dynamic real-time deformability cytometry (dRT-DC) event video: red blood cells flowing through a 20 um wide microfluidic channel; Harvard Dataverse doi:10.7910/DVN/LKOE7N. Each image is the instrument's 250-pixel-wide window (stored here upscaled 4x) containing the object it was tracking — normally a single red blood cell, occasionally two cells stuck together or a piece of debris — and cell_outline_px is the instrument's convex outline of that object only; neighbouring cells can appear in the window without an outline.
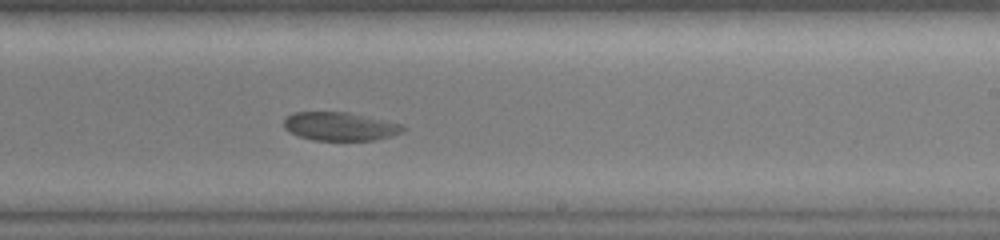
{"species": "common noctule bat (a hibernating species)", "species_latin": "Nyctalus noctula", "temperature_condition": "warm", "stored_images_in_passage": 20, "camera_frame_rate_fps": 3000, "um_per_image_px": 0.085, "animal": {"sex": "female", "body_mass_g": 19.0, "forearm_length_mm": 51.5}, "frame": {"image": 1, "passage_image": 10, "time_ms": 3.0, "image_size_px": [1000, 240], "cell_outline_px": [[404, 128], [400, 132], [376, 140], [312, 140], [300, 136], [284, 128], [284, 116], [292, 112], [348, 112], [400, 124]], "centroid_in_image_um": [28.81, 10.73], "position_along_channel_um": 260.2, "area_um2": 19.42}}
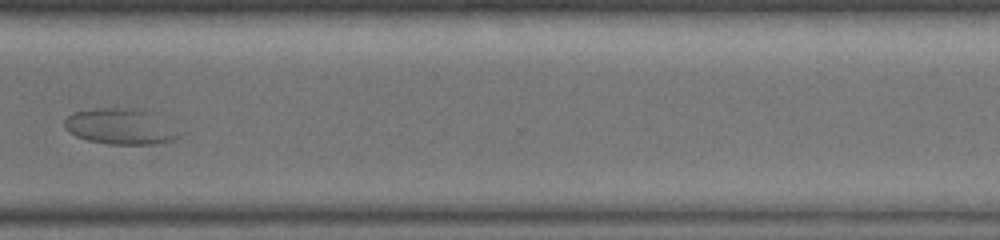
{"frame": {"image": 2, "passage_image": 15, "time_ms": 4.667, "image_size_px": [1000, 240], "cell_outline_px": [[184, 132], [180, 136], [172, 140], [152, 144], [108, 144], [88, 140], [76, 136], [68, 132], [64, 128], [64, 120], [72, 112], [96, 108], [144, 108], [152, 112]], "centroid_in_image_um": [10.26, 10.74], "position_along_channel_um": 360.3, "area_um2": 24.33}}
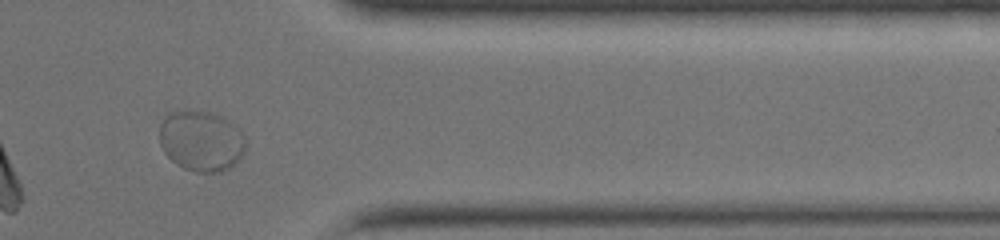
{"frame": {"image": 3, "passage_image": 17, "time_ms": 5.333, "image_size_px": [1000, 240], "cell_outline_px": [[248, 140], [244, 152], [228, 168], [216, 172], [196, 172], [184, 168], [176, 164], [164, 152], [160, 144], [160, 124], [164, 116], [168, 112], [184, 108], [188, 108], [212, 112], [224, 116], [236, 124], [240, 128]], "centroid_in_image_um": [17.11, 11.9], "position_along_channel_um": 394.3, "area_um2": 31.27}}